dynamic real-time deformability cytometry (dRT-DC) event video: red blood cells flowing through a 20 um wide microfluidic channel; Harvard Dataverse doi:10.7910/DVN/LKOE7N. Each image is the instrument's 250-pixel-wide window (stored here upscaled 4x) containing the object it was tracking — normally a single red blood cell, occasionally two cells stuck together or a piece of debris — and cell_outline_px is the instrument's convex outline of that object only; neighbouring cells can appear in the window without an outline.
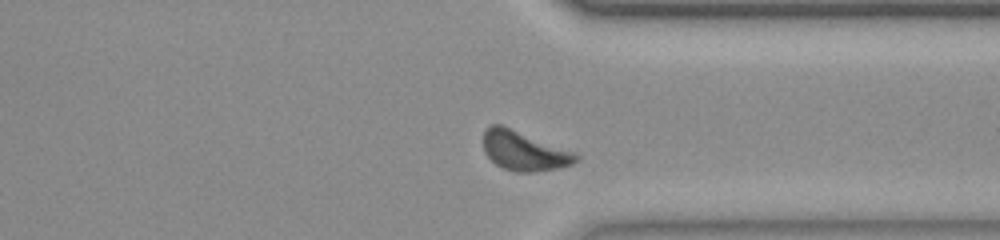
{"species": "common noctule bat (a hibernating species)", "species_latin": "Nyctalus noctula", "temperature_condition": "room temperature", "stored_images_in_passage": 27, "camera_frame_rate_fps": 3000, "um_per_image_px": 0.085, "animal": {"sex": "female", "body_mass_g": 23.0, "forearm_length_mm": 53.4}, "frame": {"image": 1, "passage_image": 23, "time_ms": 7.333, "image_size_px": [1000, 240], "cell_outline_px": [[580, 156], [572, 164], [556, 168], [532, 172], [516, 172], [504, 168], [496, 164], [484, 152], [484, 132], [492, 124], [500, 124], [576, 152]], "centroid_in_image_um": [44.55, 12.82], "position_along_channel_um": 366.8, "area_um2": 21.04}}